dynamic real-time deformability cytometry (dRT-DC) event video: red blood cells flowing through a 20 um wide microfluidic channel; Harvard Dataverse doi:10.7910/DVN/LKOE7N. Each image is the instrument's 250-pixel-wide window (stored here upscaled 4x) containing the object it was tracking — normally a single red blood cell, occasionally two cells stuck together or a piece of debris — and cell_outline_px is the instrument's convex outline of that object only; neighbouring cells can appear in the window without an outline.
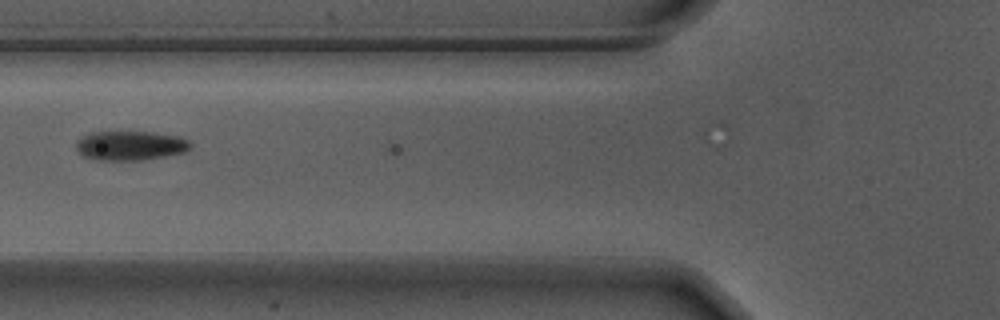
{"species": "Egyptian fruit bat (a non-hibernating species)", "species_latin": "Rousettus aegyptiacus", "temperature_condition": "warm", "stored_images_in_passage": 3, "camera_frame_rate_fps": 3000, "um_per_image_px": 0.085, "animal": {"sex": "male"}, "frame": {"image": 1, "passage_image": 2, "time_ms": 0.333, "image_size_px": [1000, 320], "cell_outline_px": [[192, 144], [184, 152], [144, 160], [100, 160], [84, 156], [76, 148], [76, 140], [92, 132], [152, 132], [180, 136], [188, 140]], "centroid_in_image_um": [11.09, 12.37], "position_along_channel_um": 114.7, "area_um2": 19.42}}